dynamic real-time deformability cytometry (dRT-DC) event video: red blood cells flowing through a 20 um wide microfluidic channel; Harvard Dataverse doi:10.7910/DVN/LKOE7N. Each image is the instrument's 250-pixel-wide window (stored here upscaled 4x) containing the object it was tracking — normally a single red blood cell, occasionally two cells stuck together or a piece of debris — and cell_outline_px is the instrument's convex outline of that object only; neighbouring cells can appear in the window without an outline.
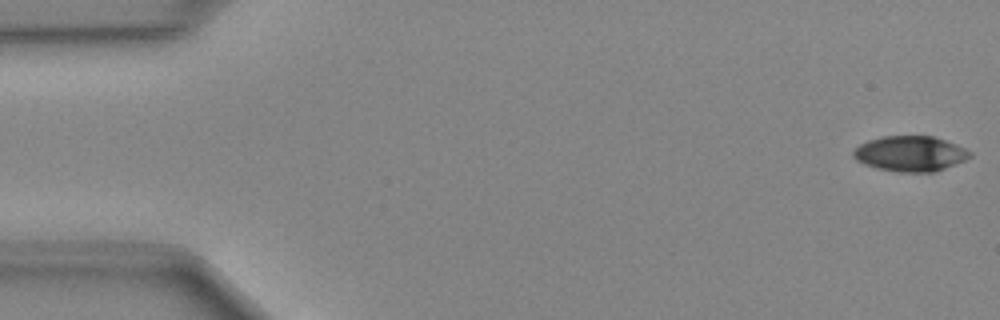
{"species": "Egyptian fruit bat (a non-hibernating species)", "species_latin": "Rousettus aegyptiacus", "temperature_condition": "cold", "stored_images_in_passage": 49, "camera_frame_rate_fps": 3000, "um_per_image_px": 0.085, "animal": {"sex": "female"}, "frame": {"image": 1, "passage_image": 1, "time_ms": 0.0, "image_size_px": [1000, 320], "cell_outline_px": [[972, 156], [964, 160], [944, 168], [932, 172], [896, 172], [864, 164], [856, 160], [852, 156], [852, 152], [860, 144], [868, 140], [884, 136], [932, 136], [956, 144], [972, 152]], "centroid_in_image_um": [77.36, 13.06], "position_along_channel_um": 7.6, "area_um2": 23.81}}
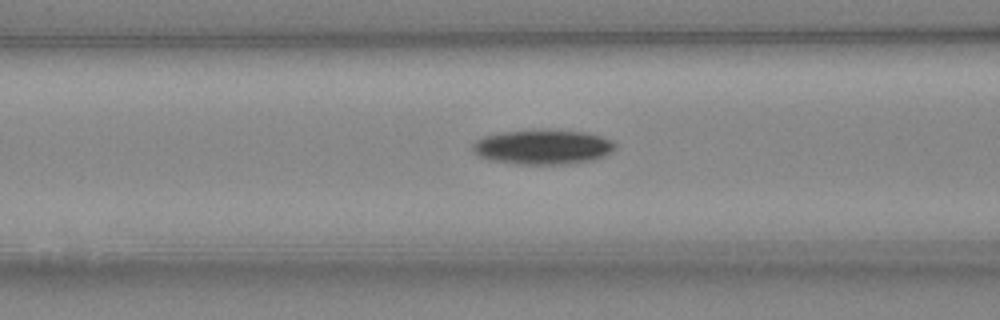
{"frame": {"image": 2, "passage_image": 19, "time_ms": 6.0, "image_size_px": [1000, 320], "cell_outline_px": [[616, 148], [604, 156], [592, 160], [568, 164], [512, 164], [488, 160], [472, 152], [472, 144], [476, 140], [484, 136], [500, 132], [536, 128], [552, 128], [584, 132], [600, 136], [616, 144]], "centroid_in_image_um": [46.09, 12.47], "position_along_channel_um": 120.5, "area_um2": 29.54}}
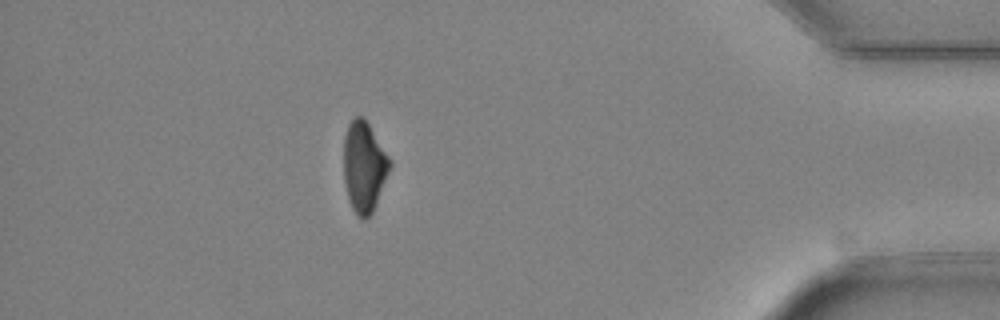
{"frame": {"image": 3, "passage_image": 43, "time_ms": 14.0, "image_size_px": [1000, 320], "cell_outline_px": [[392, 164], [372, 212], [364, 220], [356, 216], [352, 208], [348, 196], [344, 180], [344, 136], [348, 124], [356, 116], [364, 116], [392, 160]], "centroid_in_image_um": [30.95, 14.14], "position_along_channel_um": 404.3, "area_um2": 24.33}}